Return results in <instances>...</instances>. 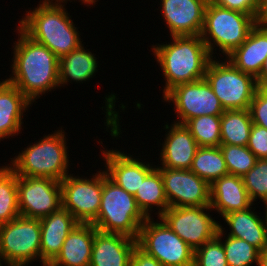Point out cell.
<instances>
[{
  "label": "cell",
  "mask_w": 267,
  "mask_h": 266,
  "mask_svg": "<svg viewBox=\"0 0 267 266\" xmlns=\"http://www.w3.org/2000/svg\"><path fill=\"white\" fill-rule=\"evenodd\" d=\"M77 177L69 174L60 182L62 207L79 223H92L100 209L103 171H98L91 179Z\"/></svg>",
  "instance_id": "obj_10"
},
{
  "label": "cell",
  "mask_w": 267,
  "mask_h": 266,
  "mask_svg": "<svg viewBox=\"0 0 267 266\" xmlns=\"http://www.w3.org/2000/svg\"><path fill=\"white\" fill-rule=\"evenodd\" d=\"M19 216L17 174L8 164L0 167V225Z\"/></svg>",
  "instance_id": "obj_29"
},
{
  "label": "cell",
  "mask_w": 267,
  "mask_h": 266,
  "mask_svg": "<svg viewBox=\"0 0 267 266\" xmlns=\"http://www.w3.org/2000/svg\"><path fill=\"white\" fill-rule=\"evenodd\" d=\"M226 57L236 68L256 78L267 58V22L258 21L247 39Z\"/></svg>",
  "instance_id": "obj_20"
},
{
  "label": "cell",
  "mask_w": 267,
  "mask_h": 266,
  "mask_svg": "<svg viewBox=\"0 0 267 266\" xmlns=\"http://www.w3.org/2000/svg\"><path fill=\"white\" fill-rule=\"evenodd\" d=\"M264 205H265V220H264V223H265V228H266V234H267V202H264Z\"/></svg>",
  "instance_id": "obj_42"
},
{
  "label": "cell",
  "mask_w": 267,
  "mask_h": 266,
  "mask_svg": "<svg viewBox=\"0 0 267 266\" xmlns=\"http://www.w3.org/2000/svg\"><path fill=\"white\" fill-rule=\"evenodd\" d=\"M221 115H202L189 119L184 125L199 147H219Z\"/></svg>",
  "instance_id": "obj_30"
},
{
  "label": "cell",
  "mask_w": 267,
  "mask_h": 266,
  "mask_svg": "<svg viewBox=\"0 0 267 266\" xmlns=\"http://www.w3.org/2000/svg\"><path fill=\"white\" fill-rule=\"evenodd\" d=\"M33 104L6 79L0 84V140L21 133L22 116Z\"/></svg>",
  "instance_id": "obj_23"
},
{
  "label": "cell",
  "mask_w": 267,
  "mask_h": 266,
  "mask_svg": "<svg viewBox=\"0 0 267 266\" xmlns=\"http://www.w3.org/2000/svg\"><path fill=\"white\" fill-rule=\"evenodd\" d=\"M215 4L254 16L258 21L264 20L265 0H212Z\"/></svg>",
  "instance_id": "obj_35"
},
{
  "label": "cell",
  "mask_w": 267,
  "mask_h": 266,
  "mask_svg": "<svg viewBox=\"0 0 267 266\" xmlns=\"http://www.w3.org/2000/svg\"><path fill=\"white\" fill-rule=\"evenodd\" d=\"M253 125L249 109L225 110L221 115V144L247 146Z\"/></svg>",
  "instance_id": "obj_27"
},
{
  "label": "cell",
  "mask_w": 267,
  "mask_h": 266,
  "mask_svg": "<svg viewBox=\"0 0 267 266\" xmlns=\"http://www.w3.org/2000/svg\"><path fill=\"white\" fill-rule=\"evenodd\" d=\"M65 132L48 134L27 146L11 160L10 168L17 176L47 177L61 182L69 172V155Z\"/></svg>",
  "instance_id": "obj_4"
},
{
  "label": "cell",
  "mask_w": 267,
  "mask_h": 266,
  "mask_svg": "<svg viewBox=\"0 0 267 266\" xmlns=\"http://www.w3.org/2000/svg\"><path fill=\"white\" fill-rule=\"evenodd\" d=\"M41 222L19 216L0 225V259L7 266H28L40 259Z\"/></svg>",
  "instance_id": "obj_8"
},
{
  "label": "cell",
  "mask_w": 267,
  "mask_h": 266,
  "mask_svg": "<svg viewBox=\"0 0 267 266\" xmlns=\"http://www.w3.org/2000/svg\"><path fill=\"white\" fill-rule=\"evenodd\" d=\"M189 170L209 185L229 174L220 147H198Z\"/></svg>",
  "instance_id": "obj_28"
},
{
  "label": "cell",
  "mask_w": 267,
  "mask_h": 266,
  "mask_svg": "<svg viewBox=\"0 0 267 266\" xmlns=\"http://www.w3.org/2000/svg\"><path fill=\"white\" fill-rule=\"evenodd\" d=\"M147 217L137 206L134 195L113 182L103 171V190L94 227L105 233H119L138 239Z\"/></svg>",
  "instance_id": "obj_5"
},
{
  "label": "cell",
  "mask_w": 267,
  "mask_h": 266,
  "mask_svg": "<svg viewBox=\"0 0 267 266\" xmlns=\"http://www.w3.org/2000/svg\"><path fill=\"white\" fill-rule=\"evenodd\" d=\"M242 180L252 203L257 198L267 202V159H257Z\"/></svg>",
  "instance_id": "obj_34"
},
{
  "label": "cell",
  "mask_w": 267,
  "mask_h": 266,
  "mask_svg": "<svg viewBox=\"0 0 267 266\" xmlns=\"http://www.w3.org/2000/svg\"><path fill=\"white\" fill-rule=\"evenodd\" d=\"M249 111L253 124L267 129V89L257 88Z\"/></svg>",
  "instance_id": "obj_36"
},
{
  "label": "cell",
  "mask_w": 267,
  "mask_h": 266,
  "mask_svg": "<svg viewBox=\"0 0 267 266\" xmlns=\"http://www.w3.org/2000/svg\"><path fill=\"white\" fill-rule=\"evenodd\" d=\"M153 219L140 227L137 245L163 266H194V250L161 218L159 223Z\"/></svg>",
  "instance_id": "obj_9"
},
{
  "label": "cell",
  "mask_w": 267,
  "mask_h": 266,
  "mask_svg": "<svg viewBox=\"0 0 267 266\" xmlns=\"http://www.w3.org/2000/svg\"><path fill=\"white\" fill-rule=\"evenodd\" d=\"M163 99L174 104L178 122L185 124L189 119L202 115H222L225 111L212 87L205 78L182 83L169 90Z\"/></svg>",
  "instance_id": "obj_12"
},
{
  "label": "cell",
  "mask_w": 267,
  "mask_h": 266,
  "mask_svg": "<svg viewBox=\"0 0 267 266\" xmlns=\"http://www.w3.org/2000/svg\"><path fill=\"white\" fill-rule=\"evenodd\" d=\"M224 241L222 244L228 266H252L253 262L259 265L260 251L256 247L228 235Z\"/></svg>",
  "instance_id": "obj_31"
},
{
  "label": "cell",
  "mask_w": 267,
  "mask_h": 266,
  "mask_svg": "<svg viewBox=\"0 0 267 266\" xmlns=\"http://www.w3.org/2000/svg\"><path fill=\"white\" fill-rule=\"evenodd\" d=\"M95 227L92 223H78L66 237L60 253L48 266H89Z\"/></svg>",
  "instance_id": "obj_22"
},
{
  "label": "cell",
  "mask_w": 267,
  "mask_h": 266,
  "mask_svg": "<svg viewBox=\"0 0 267 266\" xmlns=\"http://www.w3.org/2000/svg\"><path fill=\"white\" fill-rule=\"evenodd\" d=\"M225 228L219 224L217 236L194 251V266H228L222 244Z\"/></svg>",
  "instance_id": "obj_33"
},
{
  "label": "cell",
  "mask_w": 267,
  "mask_h": 266,
  "mask_svg": "<svg viewBox=\"0 0 267 266\" xmlns=\"http://www.w3.org/2000/svg\"><path fill=\"white\" fill-rule=\"evenodd\" d=\"M168 129L165 140L160 150L162 167L168 169H190L198 149V144L191 135L190 130L180 123L174 122Z\"/></svg>",
  "instance_id": "obj_17"
},
{
  "label": "cell",
  "mask_w": 267,
  "mask_h": 266,
  "mask_svg": "<svg viewBox=\"0 0 267 266\" xmlns=\"http://www.w3.org/2000/svg\"><path fill=\"white\" fill-rule=\"evenodd\" d=\"M264 20L267 22V0H265V16Z\"/></svg>",
  "instance_id": "obj_43"
},
{
  "label": "cell",
  "mask_w": 267,
  "mask_h": 266,
  "mask_svg": "<svg viewBox=\"0 0 267 266\" xmlns=\"http://www.w3.org/2000/svg\"><path fill=\"white\" fill-rule=\"evenodd\" d=\"M209 62L205 79L212 87L224 110L249 109L257 90L256 78L236 68L230 61Z\"/></svg>",
  "instance_id": "obj_7"
},
{
  "label": "cell",
  "mask_w": 267,
  "mask_h": 266,
  "mask_svg": "<svg viewBox=\"0 0 267 266\" xmlns=\"http://www.w3.org/2000/svg\"><path fill=\"white\" fill-rule=\"evenodd\" d=\"M107 176L129 194L135 195L144 178L156 167L120 150L102 151ZM134 158V159H133Z\"/></svg>",
  "instance_id": "obj_16"
},
{
  "label": "cell",
  "mask_w": 267,
  "mask_h": 266,
  "mask_svg": "<svg viewBox=\"0 0 267 266\" xmlns=\"http://www.w3.org/2000/svg\"><path fill=\"white\" fill-rule=\"evenodd\" d=\"M26 13L18 27L59 59L82 44L78 29L61 2H42Z\"/></svg>",
  "instance_id": "obj_3"
},
{
  "label": "cell",
  "mask_w": 267,
  "mask_h": 266,
  "mask_svg": "<svg viewBox=\"0 0 267 266\" xmlns=\"http://www.w3.org/2000/svg\"><path fill=\"white\" fill-rule=\"evenodd\" d=\"M137 240L119 233H105L95 228L89 266H130Z\"/></svg>",
  "instance_id": "obj_19"
},
{
  "label": "cell",
  "mask_w": 267,
  "mask_h": 266,
  "mask_svg": "<svg viewBox=\"0 0 267 266\" xmlns=\"http://www.w3.org/2000/svg\"><path fill=\"white\" fill-rule=\"evenodd\" d=\"M16 30L20 36L13 46L12 76L6 80L33 103L43 93L59 87V58L19 27Z\"/></svg>",
  "instance_id": "obj_1"
},
{
  "label": "cell",
  "mask_w": 267,
  "mask_h": 266,
  "mask_svg": "<svg viewBox=\"0 0 267 266\" xmlns=\"http://www.w3.org/2000/svg\"><path fill=\"white\" fill-rule=\"evenodd\" d=\"M130 266H163L154 257L143 251L138 245L134 248Z\"/></svg>",
  "instance_id": "obj_38"
},
{
  "label": "cell",
  "mask_w": 267,
  "mask_h": 266,
  "mask_svg": "<svg viewBox=\"0 0 267 266\" xmlns=\"http://www.w3.org/2000/svg\"><path fill=\"white\" fill-rule=\"evenodd\" d=\"M242 177L228 174L210 185V206L222 217L234 211H243L251 207Z\"/></svg>",
  "instance_id": "obj_21"
},
{
  "label": "cell",
  "mask_w": 267,
  "mask_h": 266,
  "mask_svg": "<svg viewBox=\"0 0 267 266\" xmlns=\"http://www.w3.org/2000/svg\"><path fill=\"white\" fill-rule=\"evenodd\" d=\"M21 216L42 219L62 206L61 183L47 177L17 176Z\"/></svg>",
  "instance_id": "obj_13"
},
{
  "label": "cell",
  "mask_w": 267,
  "mask_h": 266,
  "mask_svg": "<svg viewBox=\"0 0 267 266\" xmlns=\"http://www.w3.org/2000/svg\"><path fill=\"white\" fill-rule=\"evenodd\" d=\"M228 173L243 177L256 163L257 157L247 146L221 144Z\"/></svg>",
  "instance_id": "obj_32"
},
{
  "label": "cell",
  "mask_w": 267,
  "mask_h": 266,
  "mask_svg": "<svg viewBox=\"0 0 267 266\" xmlns=\"http://www.w3.org/2000/svg\"><path fill=\"white\" fill-rule=\"evenodd\" d=\"M211 209V206L169 207L159 218L195 251L217 236L219 223L205 212Z\"/></svg>",
  "instance_id": "obj_11"
},
{
  "label": "cell",
  "mask_w": 267,
  "mask_h": 266,
  "mask_svg": "<svg viewBox=\"0 0 267 266\" xmlns=\"http://www.w3.org/2000/svg\"><path fill=\"white\" fill-rule=\"evenodd\" d=\"M53 0H51L52 2ZM55 2H61V3H64L65 1H69V0H54ZM82 3L84 4H87V6H90L85 0H81ZM41 2H50V0H42Z\"/></svg>",
  "instance_id": "obj_41"
},
{
  "label": "cell",
  "mask_w": 267,
  "mask_h": 266,
  "mask_svg": "<svg viewBox=\"0 0 267 266\" xmlns=\"http://www.w3.org/2000/svg\"><path fill=\"white\" fill-rule=\"evenodd\" d=\"M90 51L85 50L83 44L59 59V87L69 80L77 83L93 78L97 72L98 62Z\"/></svg>",
  "instance_id": "obj_25"
},
{
  "label": "cell",
  "mask_w": 267,
  "mask_h": 266,
  "mask_svg": "<svg viewBox=\"0 0 267 266\" xmlns=\"http://www.w3.org/2000/svg\"><path fill=\"white\" fill-rule=\"evenodd\" d=\"M257 87L267 89V58L264 61L259 75L256 77Z\"/></svg>",
  "instance_id": "obj_39"
},
{
  "label": "cell",
  "mask_w": 267,
  "mask_h": 266,
  "mask_svg": "<svg viewBox=\"0 0 267 266\" xmlns=\"http://www.w3.org/2000/svg\"><path fill=\"white\" fill-rule=\"evenodd\" d=\"M209 0H161L162 16L172 36L200 35Z\"/></svg>",
  "instance_id": "obj_15"
},
{
  "label": "cell",
  "mask_w": 267,
  "mask_h": 266,
  "mask_svg": "<svg viewBox=\"0 0 267 266\" xmlns=\"http://www.w3.org/2000/svg\"><path fill=\"white\" fill-rule=\"evenodd\" d=\"M169 207L210 206V185L189 169L157 167Z\"/></svg>",
  "instance_id": "obj_14"
},
{
  "label": "cell",
  "mask_w": 267,
  "mask_h": 266,
  "mask_svg": "<svg viewBox=\"0 0 267 266\" xmlns=\"http://www.w3.org/2000/svg\"><path fill=\"white\" fill-rule=\"evenodd\" d=\"M257 22L250 14L221 7L209 0L200 36L212 57V54H215L213 50L218 47L219 52L224 53L226 57L247 39Z\"/></svg>",
  "instance_id": "obj_6"
},
{
  "label": "cell",
  "mask_w": 267,
  "mask_h": 266,
  "mask_svg": "<svg viewBox=\"0 0 267 266\" xmlns=\"http://www.w3.org/2000/svg\"><path fill=\"white\" fill-rule=\"evenodd\" d=\"M88 4H91V6H92V4H96L95 2H97L98 0H85Z\"/></svg>",
  "instance_id": "obj_44"
},
{
  "label": "cell",
  "mask_w": 267,
  "mask_h": 266,
  "mask_svg": "<svg viewBox=\"0 0 267 266\" xmlns=\"http://www.w3.org/2000/svg\"><path fill=\"white\" fill-rule=\"evenodd\" d=\"M247 147L257 159H267V129L253 124Z\"/></svg>",
  "instance_id": "obj_37"
},
{
  "label": "cell",
  "mask_w": 267,
  "mask_h": 266,
  "mask_svg": "<svg viewBox=\"0 0 267 266\" xmlns=\"http://www.w3.org/2000/svg\"><path fill=\"white\" fill-rule=\"evenodd\" d=\"M40 263L48 266L60 253L68 234L78 225L75 217L64 207L40 219Z\"/></svg>",
  "instance_id": "obj_18"
},
{
  "label": "cell",
  "mask_w": 267,
  "mask_h": 266,
  "mask_svg": "<svg viewBox=\"0 0 267 266\" xmlns=\"http://www.w3.org/2000/svg\"><path fill=\"white\" fill-rule=\"evenodd\" d=\"M172 42L152 45V52L165 77L163 96L174 86L205 78L213 58L200 35L172 36Z\"/></svg>",
  "instance_id": "obj_2"
},
{
  "label": "cell",
  "mask_w": 267,
  "mask_h": 266,
  "mask_svg": "<svg viewBox=\"0 0 267 266\" xmlns=\"http://www.w3.org/2000/svg\"><path fill=\"white\" fill-rule=\"evenodd\" d=\"M258 266H267V247L263 251L260 252Z\"/></svg>",
  "instance_id": "obj_40"
},
{
  "label": "cell",
  "mask_w": 267,
  "mask_h": 266,
  "mask_svg": "<svg viewBox=\"0 0 267 266\" xmlns=\"http://www.w3.org/2000/svg\"><path fill=\"white\" fill-rule=\"evenodd\" d=\"M252 207L243 211L228 213L222 218L231 229L228 236L245 240L260 252L267 247V234L264 219Z\"/></svg>",
  "instance_id": "obj_24"
},
{
  "label": "cell",
  "mask_w": 267,
  "mask_h": 266,
  "mask_svg": "<svg viewBox=\"0 0 267 266\" xmlns=\"http://www.w3.org/2000/svg\"><path fill=\"white\" fill-rule=\"evenodd\" d=\"M134 197L137 206L147 218L151 217L153 205L159 209L158 218L169 208L162 175L156 167L144 178Z\"/></svg>",
  "instance_id": "obj_26"
}]
</instances>
